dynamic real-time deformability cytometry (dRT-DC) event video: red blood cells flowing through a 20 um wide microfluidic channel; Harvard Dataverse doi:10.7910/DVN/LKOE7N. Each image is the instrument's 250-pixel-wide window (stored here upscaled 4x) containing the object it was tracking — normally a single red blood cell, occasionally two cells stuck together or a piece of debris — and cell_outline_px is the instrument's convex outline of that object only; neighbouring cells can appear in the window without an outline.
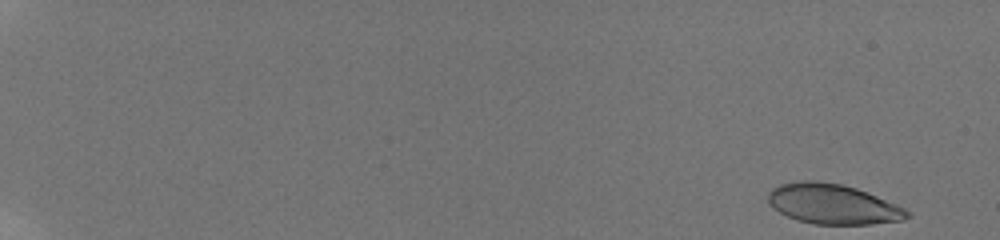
{"species": "human", "species_latin": "Homo sapiens", "temperature_condition": "room temperature", "stored_images_in_passage": 19, "camera_frame_rate_fps": 3000, "um_per_image_px": 0.085, "donor": {"sex": "male"}, "frame": {"image": 1, "passage_image": 1, "time_ms": 0.0, "image_size_px": [1000, 240], "cell_outline_px": [[908, 216], [904, 220], [872, 224], [816, 224], [800, 220], [788, 216], [780, 212], [768, 200], [768, 192], [772, 188], [780, 184], [800, 180], [820, 180], [840, 184], [856, 188], [896, 204], [904, 208], [908, 212]], "centroid_in_image_um": [70.79, 17.33], "position_along_channel_um": 14.2, "area_um2": 32.08}}